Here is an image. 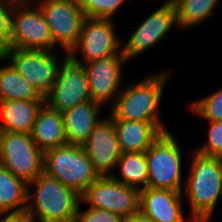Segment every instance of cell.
<instances>
[{"label":"cell","mask_w":222,"mask_h":222,"mask_svg":"<svg viewBox=\"0 0 222 222\" xmlns=\"http://www.w3.org/2000/svg\"><path fill=\"white\" fill-rule=\"evenodd\" d=\"M186 156L189 173L182 193L190 206V218L194 222H211L222 196L220 163L217 157L202 156L193 150Z\"/></svg>","instance_id":"cell-1"},{"label":"cell","mask_w":222,"mask_h":222,"mask_svg":"<svg viewBox=\"0 0 222 222\" xmlns=\"http://www.w3.org/2000/svg\"><path fill=\"white\" fill-rule=\"evenodd\" d=\"M172 70L163 69L147 75L140 81L127 85L125 83L115 103L109 107V115L113 119L164 123L159 107Z\"/></svg>","instance_id":"cell-2"},{"label":"cell","mask_w":222,"mask_h":222,"mask_svg":"<svg viewBox=\"0 0 222 222\" xmlns=\"http://www.w3.org/2000/svg\"><path fill=\"white\" fill-rule=\"evenodd\" d=\"M80 202L74 189L44 172L28 184L26 211L34 222H74Z\"/></svg>","instance_id":"cell-3"},{"label":"cell","mask_w":222,"mask_h":222,"mask_svg":"<svg viewBox=\"0 0 222 222\" xmlns=\"http://www.w3.org/2000/svg\"><path fill=\"white\" fill-rule=\"evenodd\" d=\"M43 172L79 195L99 178L82 146L69 143L44 152Z\"/></svg>","instance_id":"cell-4"},{"label":"cell","mask_w":222,"mask_h":222,"mask_svg":"<svg viewBox=\"0 0 222 222\" xmlns=\"http://www.w3.org/2000/svg\"><path fill=\"white\" fill-rule=\"evenodd\" d=\"M171 131L162 133L146 150L148 164L147 187L183 192V152ZM183 183V186H182Z\"/></svg>","instance_id":"cell-5"},{"label":"cell","mask_w":222,"mask_h":222,"mask_svg":"<svg viewBox=\"0 0 222 222\" xmlns=\"http://www.w3.org/2000/svg\"><path fill=\"white\" fill-rule=\"evenodd\" d=\"M115 26L112 19L85 17L77 43L68 56L83 65L95 59L123 54L124 40L116 33Z\"/></svg>","instance_id":"cell-6"},{"label":"cell","mask_w":222,"mask_h":222,"mask_svg":"<svg viewBox=\"0 0 222 222\" xmlns=\"http://www.w3.org/2000/svg\"><path fill=\"white\" fill-rule=\"evenodd\" d=\"M44 152L30 134L0 131V165L27 184L43 173Z\"/></svg>","instance_id":"cell-7"},{"label":"cell","mask_w":222,"mask_h":222,"mask_svg":"<svg viewBox=\"0 0 222 222\" xmlns=\"http://www.w3.org/2000/svg\"><path fill=\"white\" fill-rule=\"evenodd\" d=\"M9 47L45 51L56 48L49 25L32 0H19L13 8Z\"/></svg>","instance_id":"cell-8"},{"label":"cell","mask_w":222,"mask_h":222,"mask_svg":"<svg viewBox=\"0 0 222 222\" xmlns=\"http://www.w3.org/2000/svg\"><path fill=\"white\" fill-rule=\"evenodd\" d=\"M63 53L64 57L60 59L57 57V52L54 53L53 50L45 51L9 47L4 52V58L12 64L29 84L45 97L55 82L61 63L68 56V53Z\"/></svg>","instance_id":"cell-9"},{"label":"cell","mask_w":222,"mask_h":222,"mask_svg":"<svg viewBox=\"0 0 222 222\" xmlns=\"http://www.w3.org/2000/svg\"><path fill=\"white\" fill-rule=\"evenodd\" d=\"M43 13L53 44L69 53L76 45L85 15L77 0H32Z\"/></svg>","instance_id":"cell-10"},{"label":"cell","mask_w":222,"mask_h":222,"mask_svg":"<svg viewBox=\"0 0 222 222\" xmlns=\"http://www.w3.org/2000/svg\"><path fill=\"white\" fill-rule=\"evenodd\" d=\"M81 203L111 211L122 218L139 212L140 190L112 177H99L80 195Z\"/></svg>","instance_id":"cell-11"},{"label":"cell","mask_w":222,"mask_h":222,"mask_svg":"<svg viewBox=\"0 0 222 222\" xmlns=\"http://www.w3.org/2000/svg\"><path fill=\"white\" fill-rule=\"evenodd\" d=\"M44 100L48 107L61 113L90 101L88 79L83 65L67 56Z\"/></svg>","instance_id":"cell-12"},{"label":"cell","mask_w":222,"mask_h":222,"mask_svg":"<svg viewBox=\"0 0 222 222\" xmlns=\"http://www.w3.org/2000/svg\"><path fill=\"white\" fill-rule=\"evenodd\" d=\"M175 25L178 26L175 5L172 0H166L146 16L131 33L127 42L123 43L126 60L129 62L155 47Z\"/></svg>","instance_id":"cell-13"},{"label":"cell","mask_w":222,"mask_h":222,"mask_svg":"<svg viewBox=\"0 0 222 222\" xmlns=\"http://www.w3.org/2000/svg\"><path fill=\"white\" fill-rule=\"evenodd\" d=\"M124 54H115L83 64L87 74L91 100L106 107L115 103L123 84V65L127 63ZM110 102V103H109Z\"/></svg>","instance_id":"cell-14"},{"label":"cell","mask_w":222,"mask_h":222,"mask_svg":"<svg viewBox=\"0 0 222 222\" xmlns=\"http://www.w3.org/2000/svg\"><path fill=\"white\" fill-rule=\"evenodd\" d=\"M82 148L99 177H112L122 152L110 115L96 124Z\"/></svg>","instance_id":"cell-15"},{"label":"cell","mask_w":222,"mask_h":222,"mask_svg":"<svg viewBox=\"0 0 222 222\" xmlns=\"http://www.w3.org/2000/svg\"><path fill=\"white\" fill-rule=\"evenodd\" d=\"M182 192L146 187L140 190L139 211L154 222H188ZM189 222H194L189 218Z\"/></svg>","instance_id":"cell-16"},{"label":"cell","mask_w":222,"mask_h":222,"mask_svg":"<svg viewBox=\"0 0 222 222\" xmlns=\"http://www.w3.org/2000/svg\"><path fill=\"white\" fill-rule=\"evenodd\" d=\"M114 127L122 153L145 152L162 133L169 129L164 123L114 119Z\"/></svg>","instance_id":"cell-17"},{"label":"cell","mask_w":222,"mask_h":222,"mask_svg":"<svg viewBox=\"0 0 222 222\" xmlns=\"http://www.w3.org/2000/svg\"><path fill=\"white\" fill-rule=\"evenodd\" d=\"M102 107L90 100L62 113L69 144L82 146L88 140L94 127L101 120L99 116Z\"/></svg>","instance_id":"cell-18"},{"label":"cell","mask_w":222,"mask_h":222,"mask_svg":"<svg viewBox=\"0 0 222 222\" xmlns=\"http://www.w3.org/2000/svg\"><path fill=\"white\" fill-rule=\"evenodd\" d=\"M30 135L43 152L68 143L62 113L46 104L39 110Z\"/></svg>","instance_id":"cell-19"},{"label":"cell","mask_w":222,"mask_h":222,"mask_svg":"<svg viewBox=\"0 0 222 222\" xmlns=\"http://www.w3.org/2000/svg\"><path fill=\"white\" fill-rule=\"evenodd\" d=\"M45 101H0V131L30 134Z\"/></svg>","instance_id":"cell-20"},{"label":"cell","mask_w":222,"mask_h":222,"mask_svg":"<svg viewBox=\"0 0 222 222\" xmlns=\"http://www.w3.org/2000/svg\"><path fill=\"white\" fill-rule=\"evenodd\" d=\"M5 61L7 64L0 67V101H45L39 91L29 84L8 60Z\"/></svg>","instance_id":"cell-21"},{"label":"cell","mask_w":222,"mask_h":222,"mask_svg":"<svg viewBox=\"0 0 222 222\" xmlns=\"http://www.w3.org/2000/svg\"><path fill=\"white\" fill-rule=\"evenodd\" d=\"M28 184L0 165V212L25 211Z\"/></svg>","instance_id":"cell-22"},{"label":"cell","mask_w":222,"mask_h":222,"mask_svg":"<svg viewBox=\"0 0 222 222\" xmlns=\"http://www.w3.org/2000/svg\"><path fill=\"white\" fill-rule=\"evenodd\" d=\"M118 171L112 178L116 181L137 188L145 189L148 182V164L146 160V151L141 153H122L117 162Z\"/></svg>","instance_id":"cell-23"},{"label":"cell","mask_w":222,"mask_h":222,"mask_svg":"<svg viewBox=\"0 0 222 222\" xmlns=\"http://www.w3.org/2000/svg\"><path fill=\"white\" fill-rule=\"evenodd\" d=\"M178 27L192 29L205 23L216 10L219 0H172ZM200 24V25H199Z\"/></svg>","instance_id":"cell-24"},{"label":"cell","mask_w":222,"mask_h":222,"mask_svg":"<svg viewBox=\"0 0 222 222\" xmlns=\"http://www.w3.org/2000/svg\"><path fill=\"white\" fill-rule=\"evenodd\" d=\"M189 107L191 113L201 119L222 122V88L204 98L193 101Z\"/></svg>","instance_id":"cell-25"},{"label":"cell","mask_w":222,"mask_h":222,"mask_svg":"<svg viewBox=\"0 0 222 222\" xmlns=\"http://www.w3.org/2000/svg\"><path fill=\"white\" fill-rule=\"evenodd\" d=\"M128 0H80L85 17L112 19Z\"/></svg>","instance_id":"cell-26"},{"label":"cell","mask_w":222,"mask_h":222,"mask_svg":"<svg viewBox=\"0 0 222 222\" xmlns=\"http://www.w3.org/2000/svg\"><path fill=\"white\" fill-rule=\"evenodd\" d=\"M208 130L206 141L193 151L206 157H217L222 154V122L221 121H208Z\"/></svg>","instance_id":"cell-27"},{"label":"cell","mask_w":222,"mask_h":222,"mask_svg":"<svg viewBox=\"0 0 222 222\" xmlns=\"http://www.w3.org/2000/svg\"><path fill=\"white\" fill-rule=\"evenodd\" d=\"M19 0H0V49L5 52L10 46L11 15Z\"/></svg>","instance_id":"cell-28"},{"label":"cell","mask_w":222,"mask_h":222,"mask_svg":"<svg viewBox=\"0 0 222 222\" xmlns=\"http://www.w3.org/2000/svg\"><path fill=\"white\" fill-rule=\"evenodd\" d=\"M78 206L74 222H122L123 218L111 211L89 207L80 211Z\"/></svg>","instance_id":"cell-29"},{"label":"cell","mask_w":222,"mask_h":222,"mask_svg":"<svg viewBox=\"0 0 222 222\" xmlns=\"http://www.w3.org/2000/svg\"><path fill=\"white\" fill-rule=\"evenodd\" d=\"M0 222H34L28 212H0Z\"/></svg>","instance_id":"cell-30"},{"label":"cell","mask_w":222,"mask_h":222,"mask_svg":"<svg viewBox=\"0 0 222 222\" xmlns=\"http://www.w3.org/2000/svg\"><path fill=\"white\" fill-rule=\"evenodd\" d=\"M122 222H154L150 217L142 214L140 211L123 218Z\"/></svg>","instance_id":"cell-31"},{"label":"cell","mask_w":222,"mask_h":222,"mask_svg":"<svg viewBox=\"0 0 222 222\" xmlns=\"http://www.w3.org/2000/svg\"><path fill=\"white\" fill-rule=\"evenodd\" d=\"M0 62L5 63L4 52L0 49Z\"/></svg>","instance_id":"cell-32"},{"label":"cell","mask_w":222,"mask_h":222,"mask_svg":"<svg viewBox=\"0 0 222 222\" xmlns=\"http://www.w3.org/2000/svg\"><path fill=\"white\" fill-rule=\"evenodd\" d=\"M217 159L220 163V167H221V171H222V154H220L219 156H217Z\"/></svg>","instance_id":"cell-33"}]
</instances>
